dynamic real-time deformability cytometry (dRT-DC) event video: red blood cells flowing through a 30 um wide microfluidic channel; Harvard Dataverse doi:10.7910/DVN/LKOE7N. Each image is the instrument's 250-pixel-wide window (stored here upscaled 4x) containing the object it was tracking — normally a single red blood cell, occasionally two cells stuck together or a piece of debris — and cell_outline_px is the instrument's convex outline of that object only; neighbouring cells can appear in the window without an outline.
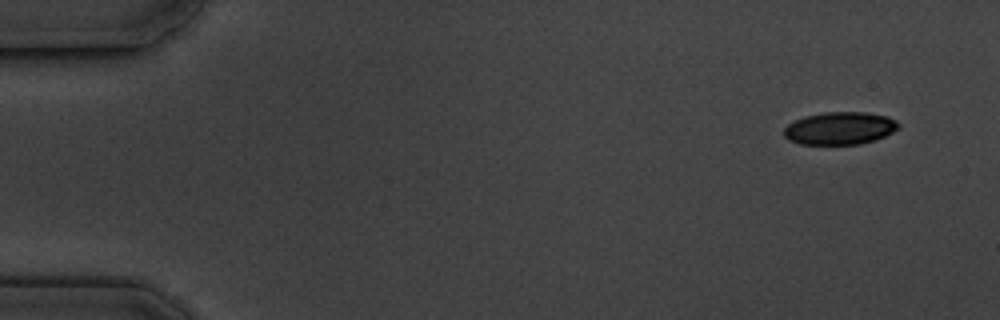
{"species": "common noctule bat (a hibernating species)", "species_latin": "Nyctalus noctula", "temperature_condition": "cold", "stored_images_in_passage": 5, "camera_frame_rate_fps": 3000, "um_per_image_px": 0.085, "animal": {"sex": "male", "body_mass_g": 19.5, "forearm_length_mm": 54.6}, "frame": {"image": 1, "passage_image": 1, "time_ms": 0.0, "image_size_px": [1000, 320], "cell_outline_px": [[900, 128], [884, 136], [860, 144], [800, 144], [788, 140], [784, 136], [784, 128], [788, 124], [804, 116], [824, 112], [864, 112], [888, 116], [896, 120], [900, 124]], "centroid_in_image_um": [71.39, 10.89], "position_along_channel_um": 13.6, "area_um2": 21.79}}
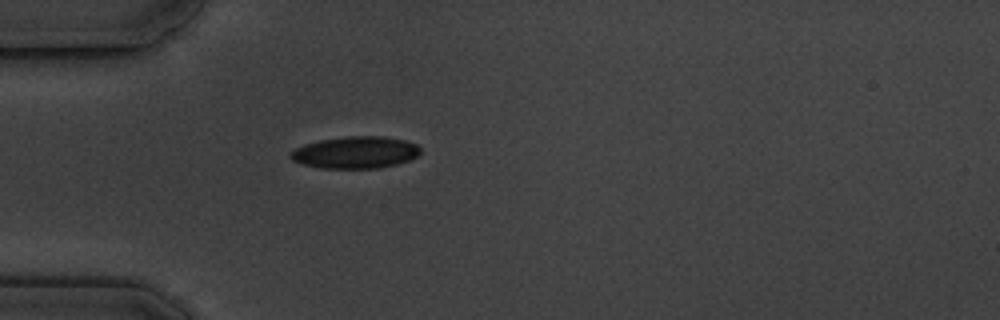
{"frame": {"image": 2, "passage_image": 5, "time_ms": 4.333, "image_size_px": [1000, 320], "cell_outline_px": [[420, 152], [416, 156], [408, 160], [396, 164], [380, 168], [320, 168], [304, 164], [292, 160], [288, 156], [296, 148], [304, 144], [320, 140], [348, 136], [384, 136], [404, 140], [416, 144], [420, 148]], "centroid_in_image_um": [30.21, 12.95], "position_along_channel_um": 54.8, "area_um2": 24.04}}